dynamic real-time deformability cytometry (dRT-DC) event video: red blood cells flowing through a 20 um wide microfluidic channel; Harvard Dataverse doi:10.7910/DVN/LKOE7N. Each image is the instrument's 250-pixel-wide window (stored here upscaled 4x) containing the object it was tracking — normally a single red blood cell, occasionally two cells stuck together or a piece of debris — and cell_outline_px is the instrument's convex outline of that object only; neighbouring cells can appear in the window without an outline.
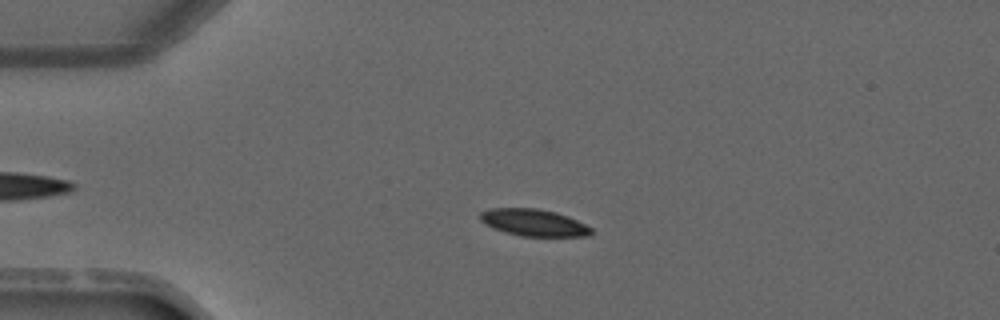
{"species": "common noctule bat (a hibernating species)", "species_latin": "Nyctalus noctula", "temperature_condition": "warm", "stored_images_in_passage": 4, "camera_frame_rate_fps": 3000, "um_per_image_px": 0.085, "animal": {"sex": "male", "forearm_length_mm": 52.5}, "frame": {"image": 1, "passage_image": 3, "time_ms": 3.333, "image_size_px": [1000, 320], "cell_outline_px": [[592, 236], [520, 236], [492, 228], [480, 220], [480, 212], [488, 208], [536, 208], [556, 212], [568, 216], [592, 228]], "centroid_in_image_um": [45.36, 18.92], "position_along_channel_um": 39.6, "area_um2": 17.46}}